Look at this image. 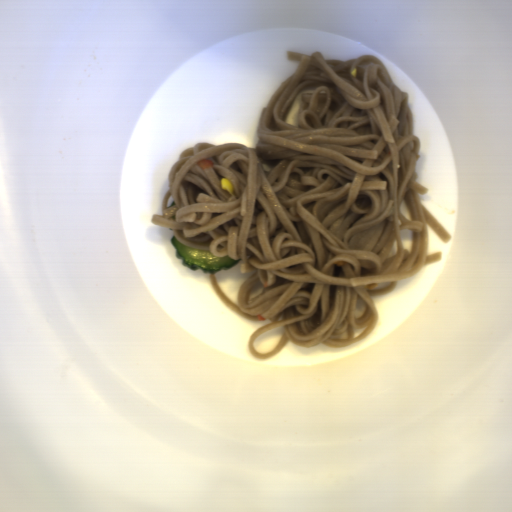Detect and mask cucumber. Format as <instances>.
<instances>
[{"label": "cucumber", "mask_w": 512, "mask_h": 512, "mask_svg": "<svg viewBox=\"0 0 512 512\" xmlns=\"http://www.w3.org/2000/svg\"><path fill=\"white\" fill-rule=\"evenodd\" d=\"M170 242L173 243L176 249V255L178 258H181L182 264L188 266L193 271H198L200 268L202 272L206 274H210V272L215 274L222 268L231 269L240 261V259L234 260L228 255L215 256L209 253V251L182 244L175 238L174 234L170 238Z\"/></svg>", "instance_id": "8b760119"}]
</instances>
